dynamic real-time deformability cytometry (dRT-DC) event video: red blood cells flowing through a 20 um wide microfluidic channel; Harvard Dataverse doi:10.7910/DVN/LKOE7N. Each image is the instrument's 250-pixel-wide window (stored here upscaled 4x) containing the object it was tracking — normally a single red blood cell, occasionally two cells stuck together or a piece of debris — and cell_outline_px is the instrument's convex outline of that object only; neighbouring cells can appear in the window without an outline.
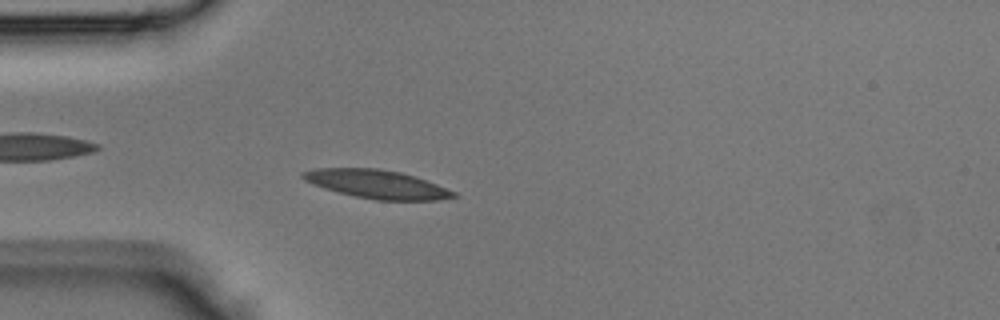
{"species": "Egyptian fruit bat (a non-hibernating species)", "species_latin": "Rousettus aegyptiacus", "temperature_condition": "room temperature", "stored_images_in_passage": 22, "camera_frame_rate_fps": 3000, "um_per_image_px": 0.085, "animal": {"sex": "male"}, "frame": {"image": 1, "passage_image": 12, "time_ms": 3.667, "image_size_px": [1000, 320], "cell_outline_px": [[460, 196], [436, 200], [376, 200], [356, 196], [324, 188], [312, 184], [304, 180], [300, 176], [300, 172], [316, 168], [376, 168], [400, 172], [436, 184], [456, 192]], "centroid_in_image_um": [32.0, 15.65], "position_along_channel_um": 53.0, "area_um2": 24.8}}
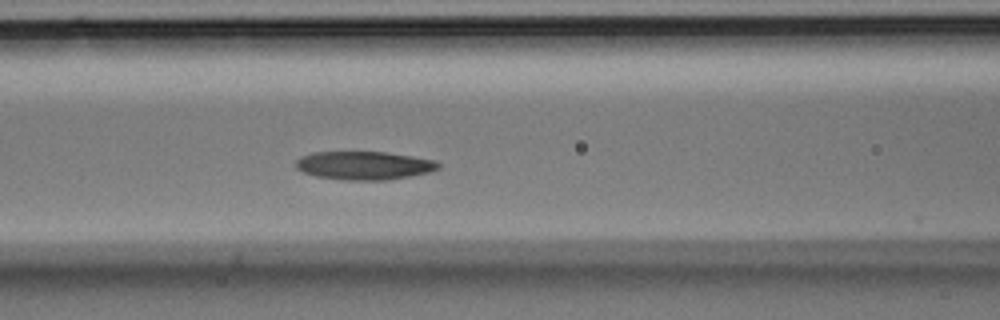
{"frame": {"image": 2, "passage_image": 18, "time_ms": 5.667, "image_size_px": [1000, 320], "cell_outline_px": [[440, 168], [428, 172], [388, 180], [344, 180], [316, 176], [304, 172], [296, 168], [296, 160], [300, 156], [312, 152], [384, 152], [412, 156], [436, 160], [440, 164]], "centroid_in_image_um": [30.94, 14.06], "position_along_channel_um": 135.7, "area_um2": 23.52}}
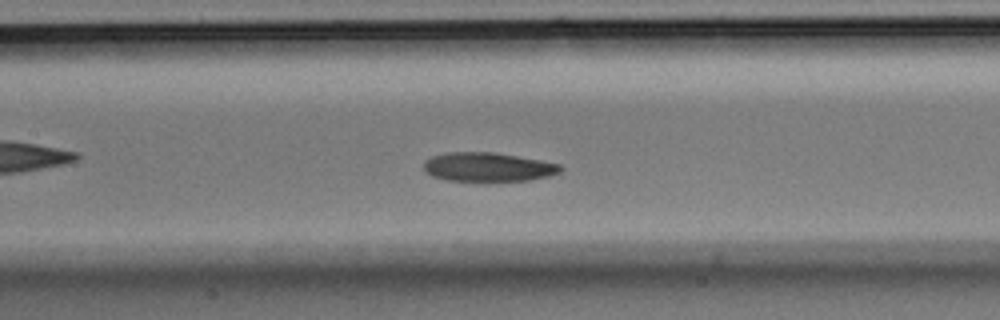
{"frame": {"image": 3, "passage_image": 20, "time_ms": 6.333, "image_size_px": [1000, 320], "cell_outline_px": [[564, 168], [560, 172], [548, 176], [528, 180], [488, 184], [444, 180], [432, 176], [424, 172], [424, 160], [432, 156], [448, 152], [492, 152], [540, 160], [560, 164]], "centroid_in_image_um": [41.44, 14.25], "position_along_channel_um": 166.0, "area_um2": 24.1}}